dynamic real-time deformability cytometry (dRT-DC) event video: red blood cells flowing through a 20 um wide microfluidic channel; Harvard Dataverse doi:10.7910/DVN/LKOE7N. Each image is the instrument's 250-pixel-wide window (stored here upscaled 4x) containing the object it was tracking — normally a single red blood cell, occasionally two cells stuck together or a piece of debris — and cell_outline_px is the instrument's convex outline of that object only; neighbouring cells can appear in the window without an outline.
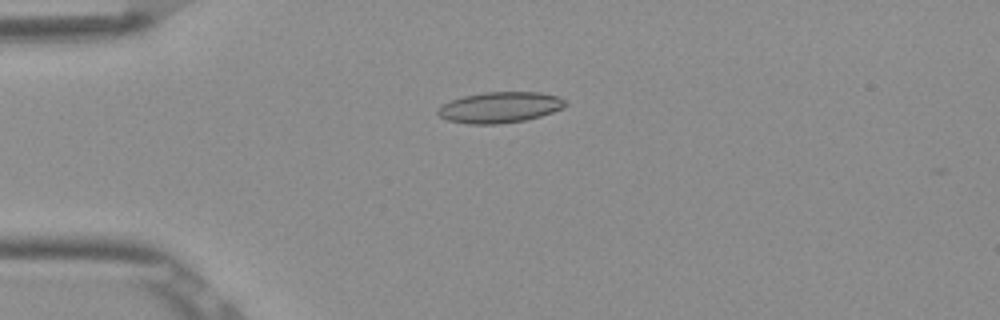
{"species": "Egyptian fruit bat (a non-hibernating species)", "species_latin": "Rousettus aegyptiacus", "temperature_condition": "room temperature", "stored_images_in_passage": 4, "camera_frame_rate_fps": 3000, "um_per_image_px": 0.085, "frame": {"image": 1, "passage_image": 4, "time_ms": 1.0, "image_size_px": [1000, 320], "cell_outline_px": [[568, 104], [564, 108], [540, 116], [524, 120], [500, 124], [468, 124], [448, 120], [440, 116], [436, 112], [436, 108], [452, 100], [464, 96], [484, 92], [540, 92], [560, 96]], "centroid_in_image_um": [42.51, 9.12], "position_along_channel_um": 42.5, "area_um2": 23.0}}